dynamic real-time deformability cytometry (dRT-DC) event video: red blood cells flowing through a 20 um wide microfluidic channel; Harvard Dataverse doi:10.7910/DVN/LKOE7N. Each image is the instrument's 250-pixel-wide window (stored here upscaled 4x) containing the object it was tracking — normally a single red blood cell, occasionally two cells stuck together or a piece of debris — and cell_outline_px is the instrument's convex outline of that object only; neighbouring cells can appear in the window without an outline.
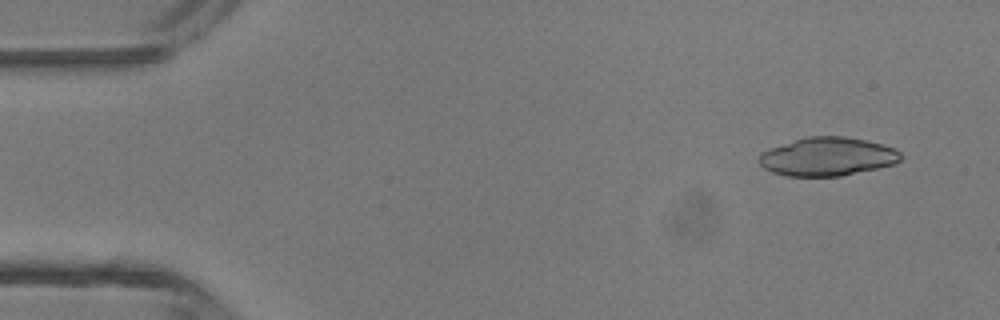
{"species": "common noctule bat (a hibernating species)", "species_latin": "Nyctalus noctula", "temperature_condition": "room temperature", "stored_images_in_passage": 4, "camera_frame_rate_fps": 3000, "um_per_image_px": 0.085, "animal": {"sex": "male", "body_mass_g": 13.3}, "frame": {"image": 1, "passage_image": 1, "time_ms": 0.0, "image_size_px": [1000, 320], "cell_outline_px": [[900, 160], [896, 164], [840, 176], [788, 176], [772, 172], [764, 168], [756, 160], [760, 152], [768, 148], [804, 136], [844, 136], [864, 140], [880, 144], [892, 148], [900, 152]], "centroid_in_image_um": [70.26, 13.31], "position_along_channel_um": 14.7, "area_um2": 31.91}}